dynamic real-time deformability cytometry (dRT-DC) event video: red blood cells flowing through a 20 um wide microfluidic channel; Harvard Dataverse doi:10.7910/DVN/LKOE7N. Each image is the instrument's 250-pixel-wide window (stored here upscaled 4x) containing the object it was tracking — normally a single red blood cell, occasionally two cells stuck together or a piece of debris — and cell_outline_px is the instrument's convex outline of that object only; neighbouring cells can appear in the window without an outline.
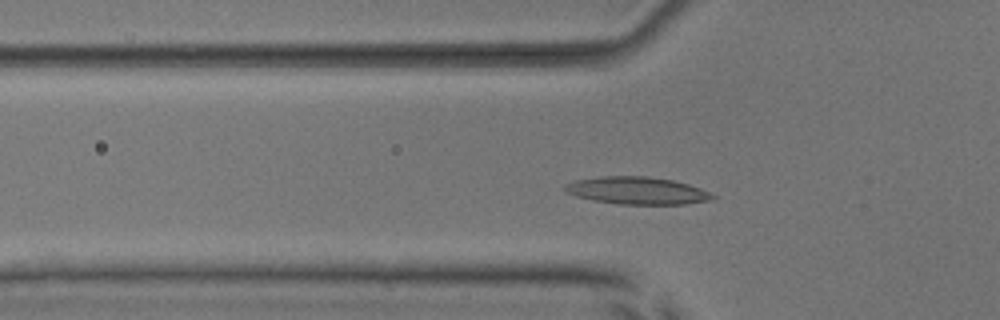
{"species": "common noctule bat (a hibernating species)", "species_latin": "Nyctalus noctula", "temperature_condition": "room temperature", "stored_images_in_passage": 49, "segment_of_instrument_passage": [1, 2], "camera_frame_rate_fps": 3000, "um_per_image_px": 0.085, "animal": {"sex": "male", "body_mass_g": 17.9, "forearm_length_mm": 54.2}, "frame": {"image": 1, "passage_image": 12, "time_ms": 3.667, "image_size_px": [1000, 320], "cell_outline_px": [[716, 200], [688, 204], [620, 204], [592, 200], [576, 196], [564, 192], [560, 188], [564, 184], [576, 180], [600, 176], [644, 176], [672, 180], [688, 184], [700, 188], [716, 196]], "centroid_in_image_um": [54.13, 16.21], "position_along_channel_um": 71.7, "area_um2": 23.81}}
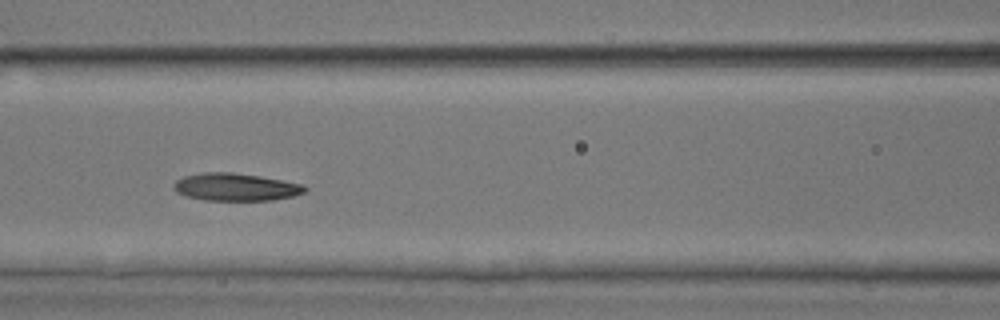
{"frame": {"image": 2, "passage_image": 18, "time_ms": 5.667, "image_size_px": [1000, 320], "cell_outline_px": [[308, 188], [304, 192], [292, 196], [272, 200], [204, 200], [184, 196], [176, 192], [172, 188], [172, 184], [176, 180], [184, 176], [204, 172], [232, 172], [260, 176], [304, 184]], "centroid_in_image_um": [19.99, 15.89], "position_along_channel_um": 146.6, "area_um2": 21.21}}
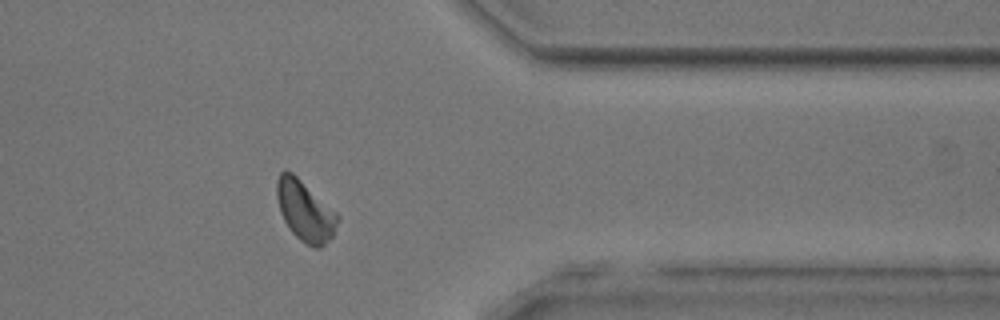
{"frame": {"image": 3, "passage_image": 38, "time_ms": 12.333, "image_size_px": [1000, 320], "cell_outline_px": [[340, 220], [332, 236], [320, 248], [312, 248], [304, 244], [292, 232], [284, 220], [280, 212], [276, 196], [276, 180], [280, 172], [292, 172], [336, 212], [340, 216]], "centroid_in_image_um": [25.93, 17.95], "position_along_channel_um": 385.5, "area_um2": 21.33}}